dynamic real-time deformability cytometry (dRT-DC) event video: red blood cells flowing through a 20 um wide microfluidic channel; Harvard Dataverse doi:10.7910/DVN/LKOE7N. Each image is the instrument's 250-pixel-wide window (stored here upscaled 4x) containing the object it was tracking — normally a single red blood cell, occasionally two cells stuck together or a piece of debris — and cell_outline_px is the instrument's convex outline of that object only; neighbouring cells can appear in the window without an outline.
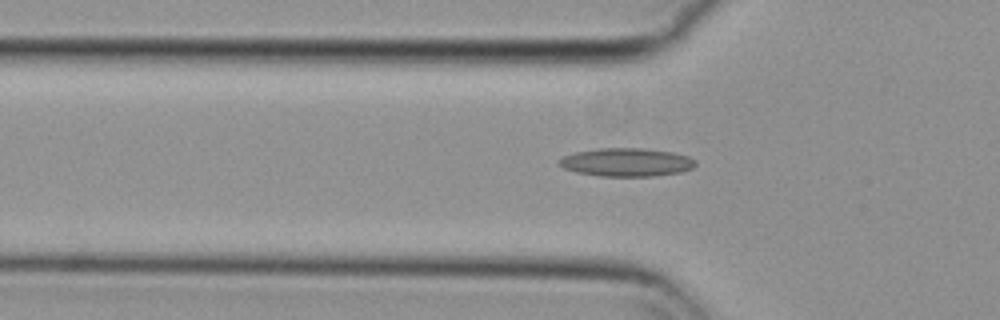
{"species": "common noctule bat (a hibernating species)", "species_latin": "Nyctalus noctula", "temperature_condition": "cold", "stored_images_in_passage": 49, "camera_frame_rate_fps": 3000, "um_per_image_px": 0.085, "animal": {"sex": "female", "body_mass_g": 29.2, "forearm_length_mm": 56.3}, "frame": {"image": 1, "passage_image": 17, "time_ms": 5.333, "image_size_px": [1000, 320], "cell_outline_px": [[696, 164], [692, 168], [680, 172], [652, 176], [600, 176], [576, 172], [564, 168], [556, 164], [556, 160], [564, 156], [576, 152], [600, 148], [640, 148], [672, 152], [688, 156], [696, 160]], "centroid_in_image_um": [53.22, 13.79], "position_along_channel_um": 72.6, "area_um2": 22.48}}
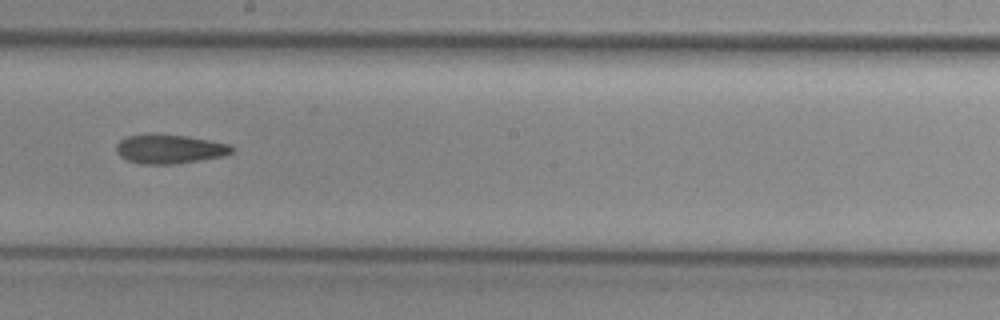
{"frame": {"image": 2, "passage_image": 30, "time_ms": 9.667, "image_size_px": [1000, 320], "cell_outline_px": [[232, 152], [224, 156], [176, 164], [140, 164], [128, 160], [120, 156], [116, 152], [116, 144], [120, 140], [128, 136], [184, 136], [232, 144]], "centroid_in_image_um": [14.43, 12.7], "position_along_channel_um": 233.8, "area_um2": 19.02}}
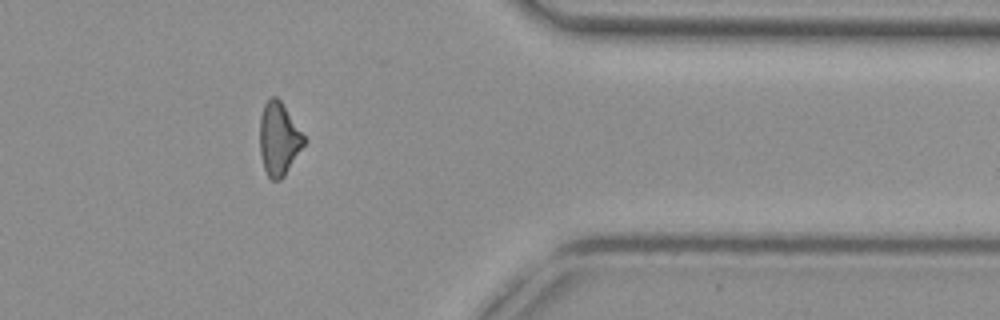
{"frame": {"image": 3, "passage_image": 44, "time_ms": 14.333, "image_size_px": [1000, 320], "cell_outline_px": [[308, 140], [284, 176], [280, 180], [272, 180], [268, 176], [264, 168], [260, 152], [260, 116], [264, 104], [272, 96], [276, 96], [280, 100]], "centroid_in_image_um": [23.71, 11.81], "position_along_channel_um": 387.7, "area_um2": 18.84}}